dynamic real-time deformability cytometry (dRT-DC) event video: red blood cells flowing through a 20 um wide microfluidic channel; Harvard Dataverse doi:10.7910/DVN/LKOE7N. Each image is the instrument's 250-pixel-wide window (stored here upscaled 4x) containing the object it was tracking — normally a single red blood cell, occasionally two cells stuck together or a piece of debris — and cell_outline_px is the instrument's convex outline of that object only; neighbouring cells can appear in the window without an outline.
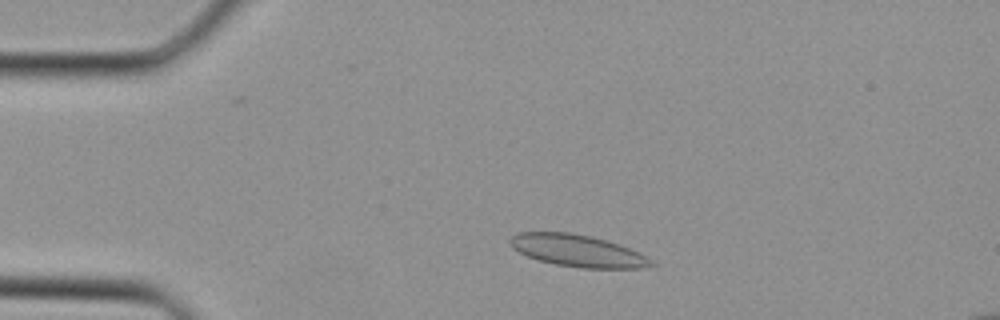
{"species": "Egyptian fruit bat (a non-hibernating species)", "species_latin": "Rousettus aegyptiacus", "temperature_condition": "cold", "stored_images_in_passage": 33, "camera_frame_rate_fps": 3000, "um_per_image_px": 0.085, "animal": {"sex": "female"}, "frame": {"image": 1, "passage_image": 4, "time_ms": 1.0, "image_size_px": [1000, 320], "cell_outline_px": [[656, 264], [644, 268], [580, 268], [556, 264], [540, 260], [528, 256], [512, 248], [508, 240], [516, 232], [572, 232], [592, 236], [620, 244], [640, 252], [652, 260]], "centroid_in_image_um": [49.12, 21.3], "position_along_channel_um": 35.9, "area_um2": 26.47}}
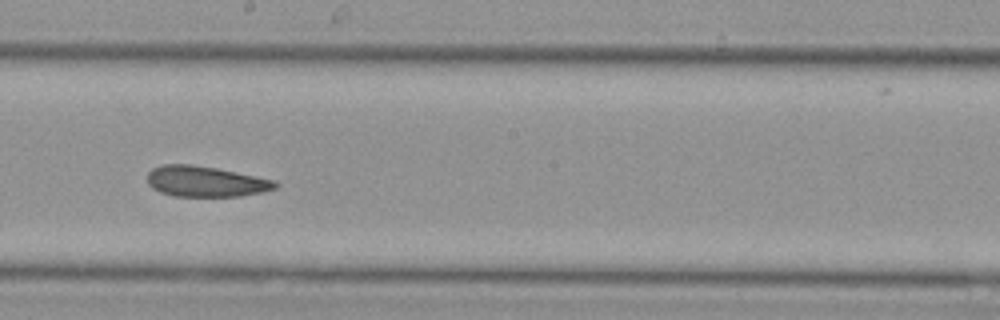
{"frame": {"image": 2, "passage_image": 17, "time_ms": 5.333, "image_size_px": [1000, 320], "cell_outline_px": [[280, 184], [276, 188], [260, 192], [240, 196], [176, 196], [160, 192], [152, 188], [148, 184], [148, 172], [152, 168], [164, 164], [192, 164], [216, 168], [276, 180]], "centroid_in_image_um": [17.47, 15.42], "position_along_channel_um": 230.7, "area_um2": 22.83}}
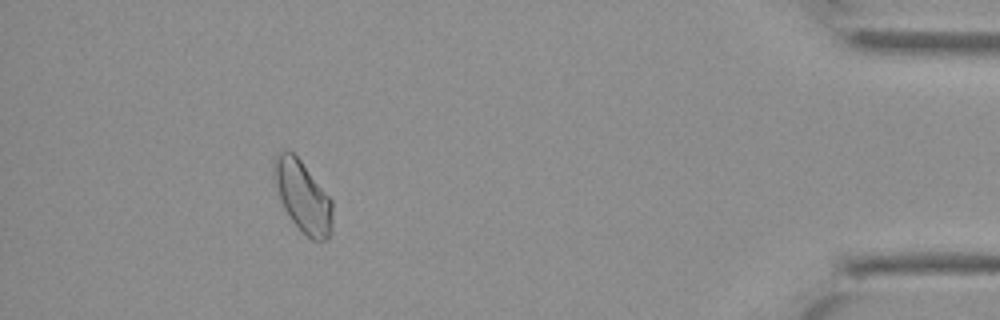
{"frame": {"image": 3, "passage_image": 30, "time_ms": 9.667, "image_size_px": [1000, 320], "cell_outline_px": [[332, 232], [324, 240], [312, 240], [292, 220], [284, 208], [280, 200], [272, 176], [272, 156], [276, 152], [284, 148], [288, 148], [300, 160], [332, 200]], "centroid_in_image_um": [25.68, 16.62], "position_along_channel_um": 409.5, "area_um2": 24.45}}